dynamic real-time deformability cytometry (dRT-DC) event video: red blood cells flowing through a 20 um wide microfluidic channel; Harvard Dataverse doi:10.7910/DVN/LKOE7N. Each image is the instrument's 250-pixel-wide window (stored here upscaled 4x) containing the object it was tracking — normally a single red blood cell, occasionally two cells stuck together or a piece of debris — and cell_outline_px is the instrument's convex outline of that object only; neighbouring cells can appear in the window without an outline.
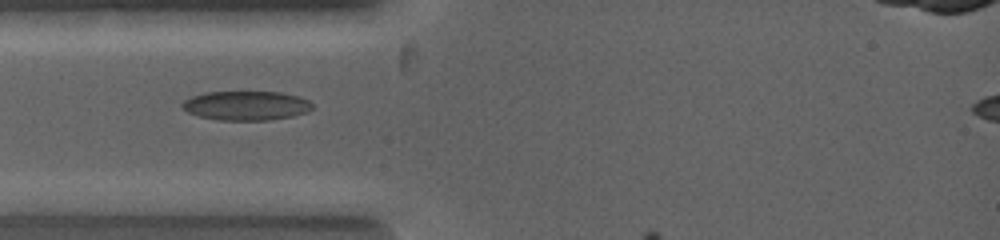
{"species": "common noctule bat (a hibernating species)", "species_latin": "Nyctalus noctula", "temperature_condition": "warm", "stored_images_in_passage": 5, "camera_frame_rate_fps": 5000, "um_per_image_px": 0.085, "animal": {"sex": "female", "body_mass_g": 19.0, "forearm_length_mm": 53.3}, "frame": {"image": 1, "passage_image": 3, "time_ms": 1.8, "image_size_px": [1000, 240], "cell_outline_px": [[312, 108], [308, 112], [292, 116], [272, 120], [216, 120], [200, 116], [188, 112], [180, 104], [184, 100], [192, 96], [208, 92], [280, 92], [296, 96], [308, 100], [312, 104]], "centroid_in_image_um": [20.92, 8.98], "position_along_channel_um": 64.1, "area_um2": 22.08}}